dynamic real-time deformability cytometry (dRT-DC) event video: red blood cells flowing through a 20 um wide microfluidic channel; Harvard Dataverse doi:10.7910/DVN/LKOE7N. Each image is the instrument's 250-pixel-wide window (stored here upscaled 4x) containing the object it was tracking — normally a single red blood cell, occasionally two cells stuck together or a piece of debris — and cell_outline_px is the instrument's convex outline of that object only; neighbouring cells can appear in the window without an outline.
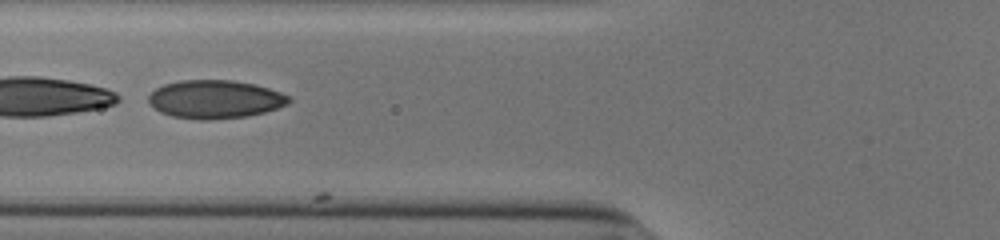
{"species": "human", "species_latin": "Homo sapiens", "temperature_condition": "cold", "stored_images_in_passage": 51, "segment_of_instrument_passage": [2, 2], "camera_frame_rate_fps": 3000, "um_per_image_px": 0.085, "donor": {"sex": "male"}, "frame": {"image": 1, "passage_image": 21, "time_ms": 6.667, "image_size_px": [1000, 240], "cell_outline_px": [[292, 100], [288, 104], [264, 112], [248, 116], [208, 120], [200, 120], [172, 116], [160, 112], [148, 100], [148, 96], [156, 88], [164, 84], [180, 80], [232, 80], [256, 84], [292, 96]], "centroid_in_image_um": [18.31, 8.43], "position_along_channel_um": 107.5, "area_um2": 31.39}}
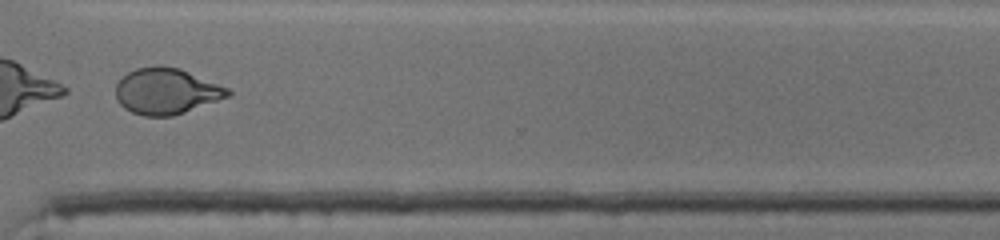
{"frame": {"image": 2, "passage_image": 40, "time_ms": 13.0, "image_size_px": [1000, 240], "cell_outline_px": [[232, 96], [172, 116], [144, 116], [132, 112], [124, 108], [116, 100], [116, 84], [128, 72], [136, 68], [156, 64], [160, 64], [180, 68], [228, 88], [232, 92]], "centroid_in_image_um": [14.14, 7.74], "position_along_channel_um": 356.5, "area_um2": 30.29}}